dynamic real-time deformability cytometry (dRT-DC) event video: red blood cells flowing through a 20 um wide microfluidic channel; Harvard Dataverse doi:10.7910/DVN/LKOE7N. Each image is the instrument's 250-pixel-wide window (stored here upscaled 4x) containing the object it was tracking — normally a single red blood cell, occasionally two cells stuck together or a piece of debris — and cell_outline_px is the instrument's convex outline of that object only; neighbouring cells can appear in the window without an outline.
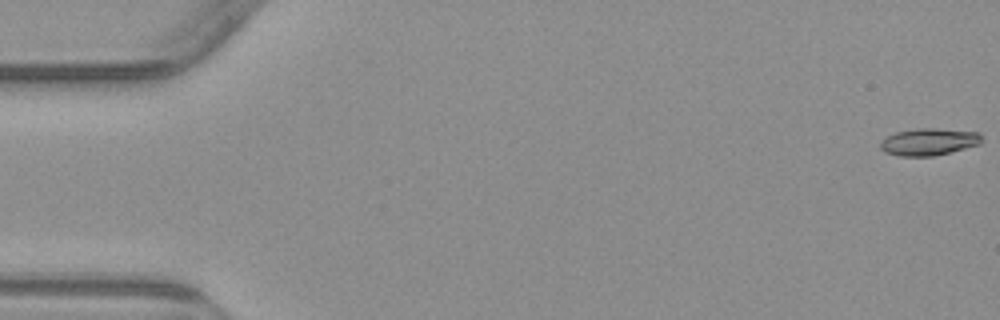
{"species": "common noctule bat (a hibernating species)", "species_latin": "Nyctalus noctula", "temperature_condition": "warm", "stored_images_in_passage": 4, "camera_frame_rate_fps": 3000, "um_per_image_px": 0.085, "animal": {"sex": "male", "body_mass_g": 23.1, "forearm_length_mm": 52.7}, "frame": {"image": 1, "passage_image": 1, "time_ms": 0.0, "image_size_px": [1000, 320], "cell_outline_px": [[980, 144], [932, 156], [900, 156], [884, 152], [880, 148], [880, 140], [896, 132], [920, 128], [936, 128], [980, 132]], "centroid_in_image_um": [78.91, 12.05], "position_along_channel_um": 6.1, "area_um2": 15.84}}
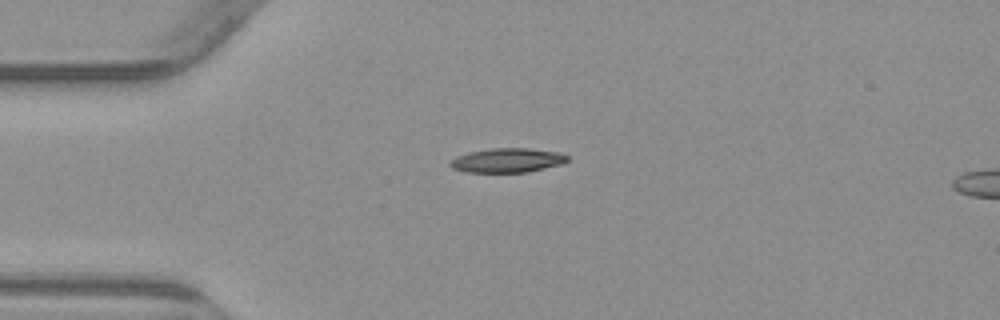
{"frame": {"image": 2, "passage_image": 4, "time_ms": 4.333, "image_size_px": [1000, 320], "cell_outline_px": [[568, 160], [560, 164], [528, 172], [464, 172], [452, 168], [448, 164], [456, 156], [468, 152], [488, 148], [528, 148], [556, 152], [568, 156]], "centroid_in_image_um": [43.06, 13.62], "position_along_channel_um": 41.9, "area_um2": 16.53}}